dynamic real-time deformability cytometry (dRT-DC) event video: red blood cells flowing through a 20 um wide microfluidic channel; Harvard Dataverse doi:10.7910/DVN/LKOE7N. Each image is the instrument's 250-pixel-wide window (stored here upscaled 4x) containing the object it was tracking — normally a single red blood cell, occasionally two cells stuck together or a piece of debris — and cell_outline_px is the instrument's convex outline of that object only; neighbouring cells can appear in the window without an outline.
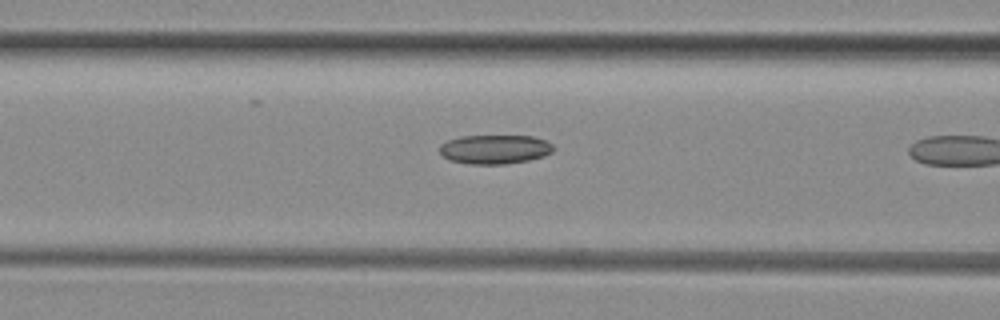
{"species": "common noctule bat (a hibernating species)", "species_latin": "Nyctalus noctula", "temperature_condition": "room temperature", "stored_images_in_passage": 6, "camera_frame_rate_fps": 3000, "um_per_image_px": 0.085, "animal": {"sex": "female", "body_mass_g": 29.2, "forearm_length_mm": 56.3}, "frame": {"image": 1, "passage_image": 5, "time_ms": 1.333, "image_size_px": [1000, 320], "cell_outline_px": [[556, 148], [552, 152], [544, 156], [528, 160], [504, 164], [468, 164], [448, 160], [440, 152], [440, 144], [448, 140], [460, 136], [532, 136], [544, 140], [552, 144]], "centroid_in_image_um": [42.05, 12.69], "position_along_channel_um": 124.5, "area_um2": 19.36}}